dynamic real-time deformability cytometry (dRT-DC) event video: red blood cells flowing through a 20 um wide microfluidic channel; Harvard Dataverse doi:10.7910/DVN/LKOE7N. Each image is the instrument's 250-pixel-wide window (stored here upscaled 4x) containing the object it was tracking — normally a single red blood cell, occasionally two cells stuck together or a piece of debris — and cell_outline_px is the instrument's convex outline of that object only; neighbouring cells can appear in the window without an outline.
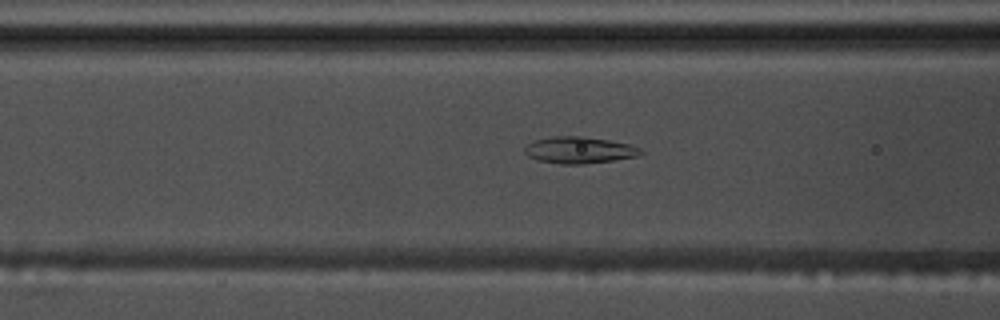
{"species": "common noctule bat (a hibernating species)", "species_latin": "Nyctalus noctula", "temperature_condition": "warm", "stored_images_in_passage": 51, "camera_frame_rate_fps": 3000, "um_per_image_px": 0.085, "animal": {"sex": "male", "body_mass_g": 17.5, "forearm_length_mm": 52.3}, "frame": {"image": 1, "passage_image": 22, "time_ms": 7.0, "image_size_px": [1000, 320], "cell_outline_px": [[644, 152], [636, 156], [612, 160], [580, 164], [560, 164], [536, 160], [528, 156], [524, 152], [524, 148], [528, 144], [536, 140], [552, 136], [584, 136], [608, 140], [628, 144], [640, 148]], "centroid_in_image_um": [49.2, 12.75], "position_along_channel_um": 117.4, "area_um2": 17.86}}
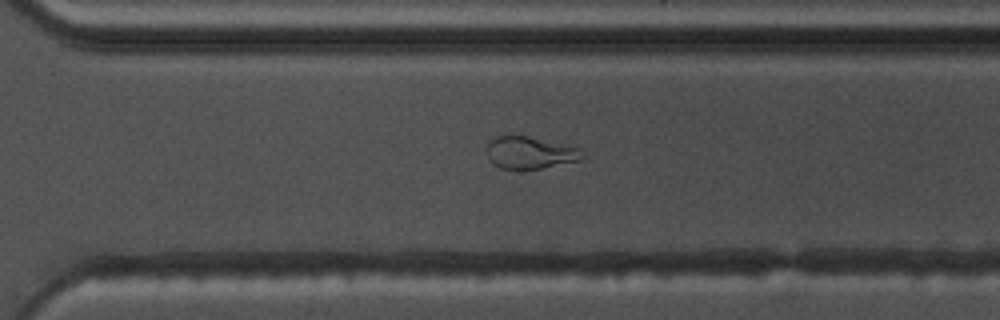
{"frame": {"image": 2, "passage_image": 39, "time_ms": 12.667, "image_size_px": [1000, 320], "cell_outline_px": [[588, 156], [584, 160], [520, 172], [500, 168], [492, 164], [484, 148], [496, 136], [528, 136], [580, 148]], "centroid_in_image_um": [45.07, 13.03], "position_along_channel_um": 325.5, "area_um2": 18.61}}
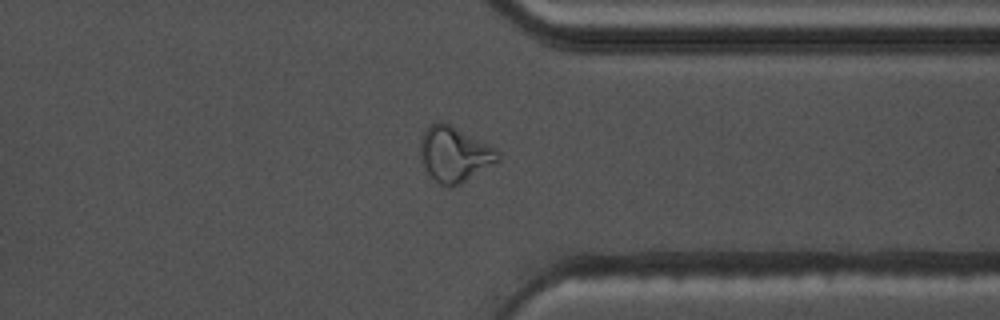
{"frame": {"image": 3, "passage_image": 43, "time_ms": 14.0, "image_size_px": [1000, 320], "cell_outline_px": [[500, 160], [496, 164], [460, 184], [448, 188], [440, 184], [424, 172], [420, 160], [420, 140], [424, 132], [436, 120], [440, 120], [496, 148], [500, 152]], "centroid_in_image_um": [38.61, 13.15], "position_along_channel_um": 372.8, "area_um2": 25.32}}